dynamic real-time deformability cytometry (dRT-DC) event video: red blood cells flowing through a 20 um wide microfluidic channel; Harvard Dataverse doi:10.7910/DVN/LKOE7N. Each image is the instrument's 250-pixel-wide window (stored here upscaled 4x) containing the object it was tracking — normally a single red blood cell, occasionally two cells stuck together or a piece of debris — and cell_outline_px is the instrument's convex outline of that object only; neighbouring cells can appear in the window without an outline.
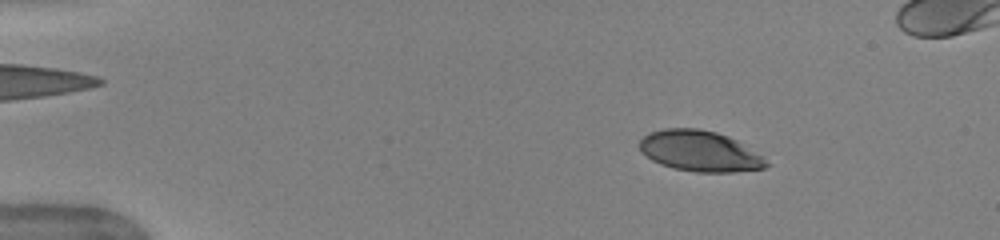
{"species": "human", "species_latin": "Homo sapiens", "temperature_condition": "warm", "stored_images_in_passage": 50, "camera_frame_rate_fps": 3000, "um_per_image_px": 0.085, "donor": {"sex": "female"}, "frame": {"image": 1, "passage_image": 8, "time_ms": 2.333, "image_size_px": [1000, 240], "cell_outline_px": [[772, 164], [764, 168], [732, 172], [696, 172], [672, 168], [660, 164], [652, 160], [640, 152], [640, 140], [648, 132], [664, 128], [700, 128], [716, 132], [728, 136], [736, 140], [764, 156]], "centroid_in_image_um": [59.49, 12.84], "position_along_channel_um": 25.5, "area_um2": 30.4}}
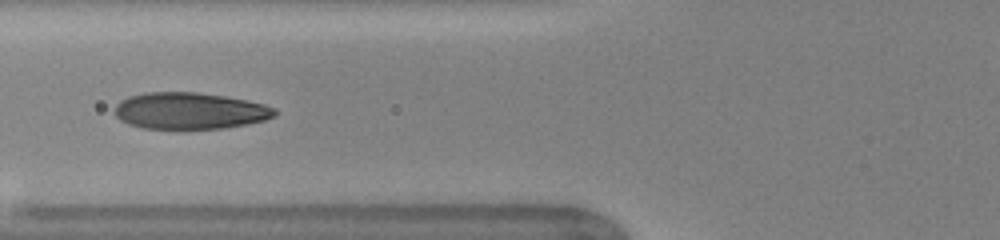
{"frame": {"image": 2, "passage_image": 21, "time_ms": 6.667, "image_size_px": [1000, 240], "cell_outline_px": [[276, 116], [264, 120], [248, 124], [224, 128], [184, 132], [144, 128], [128, 124], [120, 120], [112, 112], [116, 104], [120, 100], [128, 96], [148, 92], [196, 92], [224, 96], [264, 104], [276, 108]], "centroid_in_image_um": [16.09, 9.46], "position_along_channel_um": 109.7, "area_um2": 35.32}}
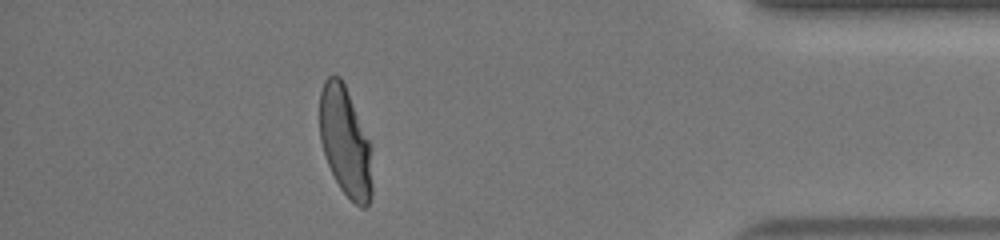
{"frame": {"image": 3, "passage_image": 46, "time_ms": 15.0, "image_size_px": [1000, 240], "cell_outline_px": [[372, 196], [368, 204], [364, 208], [360, 208], [340, 188], [328, 164], [320, 140], [320, 92], [324, 80], [328, 76], [340, 76], [344, 84], [368, 140], [372, 184]], "centroid_in_image_um": [29.32, 12.07], "position_along_channel_um": 405.9, "area_um2": 32.66}}